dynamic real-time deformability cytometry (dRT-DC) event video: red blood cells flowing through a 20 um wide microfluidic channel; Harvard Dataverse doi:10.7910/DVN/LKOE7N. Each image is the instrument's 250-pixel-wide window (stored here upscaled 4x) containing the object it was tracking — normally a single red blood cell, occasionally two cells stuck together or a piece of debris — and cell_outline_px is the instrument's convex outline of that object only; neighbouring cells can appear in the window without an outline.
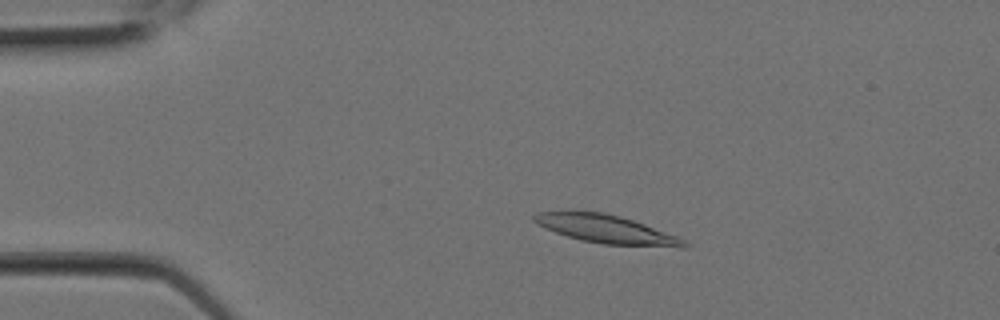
{"species": "Egyptian fruit bat (a non-hibernating species)", "species_latin": "Rousettus aegyptiacus", "temperature_condition": "room temperature", "stored_images_in_passage": 3, "camera_frame_rate_fps": 3000, "um_per_image_px": 0.085, "animal": {"sex": "female"}, "frame": {"image": 1, "passage_image": 1, "time_ms": 0.0, "image_size_px": [1000, 320], "cell_outline_px": [[692, 244], [684, 248], [680, 248], [604, 244], [580, 240], [544, 228], [532, 220], [532, 216], [536, 212], [604, 212], [620, 216], [644, 224], [676, 236]], "centroid_in_image_um": [51.58, 19.5], "position_along_channel_um": 33.4, "area_um2": 24.57}}